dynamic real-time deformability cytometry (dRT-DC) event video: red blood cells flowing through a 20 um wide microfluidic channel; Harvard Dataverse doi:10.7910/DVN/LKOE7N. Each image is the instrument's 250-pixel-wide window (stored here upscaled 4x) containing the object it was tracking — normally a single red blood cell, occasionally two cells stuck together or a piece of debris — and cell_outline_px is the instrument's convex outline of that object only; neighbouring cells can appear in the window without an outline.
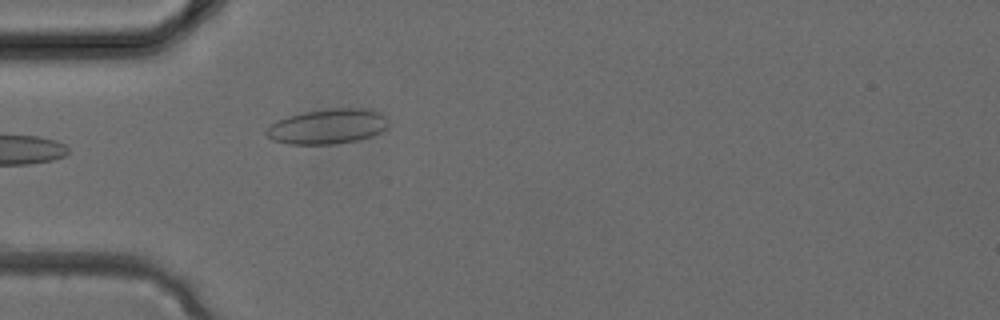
{"species": "common noctule bat (a hibernating species)", "species_latin": "Nyctalus noctula", "temperature_condition": "cold", "stored_images_in_passage": 4, "camera_frame_rate_fps": 3000, "um_per_image_px": 0.085, "animal": {"sex": "female", "body_mass_g": 24.6, "forearm_length_mm": 56.2}, "frame": {"image": 1, "passage_image": 4, "time_ms": 1.0, "image_size_px": [1000, 320], "cell_outline_px": [[388, 128], [372, 136], [360, 140], [332, 144], [288, 144], [272, 140], [264, 132], [276, 120], [288, 116], [304, 112], [332, 108], [372, 108], [380, 112], [388, 120]], "centroid_in_image_um": [27.88, 10.74], "position_along_channel_um": 57.1, "area_um2": 25.14}}